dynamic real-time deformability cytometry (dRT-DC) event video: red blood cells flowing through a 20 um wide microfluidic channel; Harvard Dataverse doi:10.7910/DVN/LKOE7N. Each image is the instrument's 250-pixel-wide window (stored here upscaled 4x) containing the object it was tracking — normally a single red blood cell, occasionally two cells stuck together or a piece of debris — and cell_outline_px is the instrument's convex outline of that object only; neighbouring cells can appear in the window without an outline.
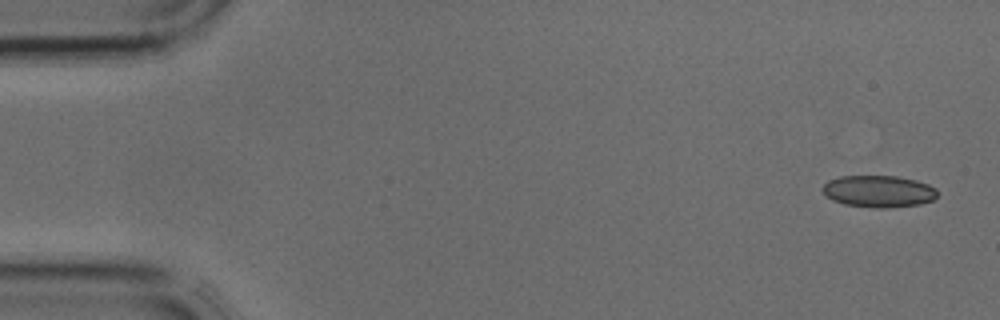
{"species": "common noctule bat (a hibernating species)", "species_latin": "Nyctalus noctula", "temperature_condition": "cold", "stored_images_in_passage": 4, "camera_frame_rate_fps": 3000, "um_per_image_px": 0.085, "animal": {"sex": "male", "body_mass_g": 17.9, "forearm_length_mm": 54.2}, "frame": {"image": 1, "passage_image": 1, "time_ms": 0.0, "image_size_px": [1000, 320], "cell_outline_px": [[936, 196], [932, 200], [920, 204], [884, 208], [876, 208], [844, 204], [832, 200], [820, 188], [828, 180], [840, 176], [896, 176], [916, 180], [928, 184], [936, 188]], "centroid_in_image_um": [74.66, 16.26], "position_along_channel_um": 10.3, "area_um2": 21.27}}